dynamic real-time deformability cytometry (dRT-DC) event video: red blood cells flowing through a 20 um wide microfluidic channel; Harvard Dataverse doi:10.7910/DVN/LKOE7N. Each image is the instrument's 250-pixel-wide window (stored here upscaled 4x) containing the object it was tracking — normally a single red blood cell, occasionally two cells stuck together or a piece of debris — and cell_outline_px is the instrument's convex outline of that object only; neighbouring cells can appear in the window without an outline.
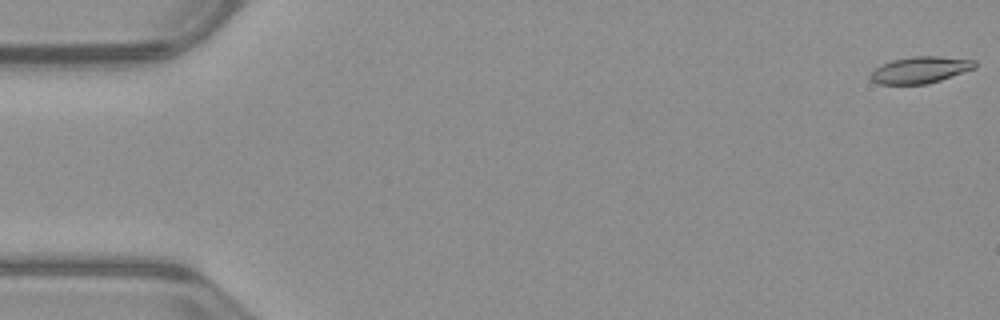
{"species": "common noctule bat (a hibernating species)", "species_latin": "Nyctalus noctula", "temperature_condition": "warm", "stored_images_in_passage": 53, "camera_frame_rate_fps": 3000, "um_per_image_px": 0.085, "animal": {"sex": "male", "body_mass_g": 23.1, "forearm_length_mm": 52.7}, "frame": {"image": 1, "passage_image": 1, "time_ms": 0.0, "image_size_px": [1000, 320], "cell_outline_px": [[976, 68], [928, 84], [876, 84], [868, 76], [876, 68], [892, 60], [912, 56], [940, 56], [976, 60]], "centroid_in_image_um": [78.23, 5.94], "position_along_channel_um": 6.8, "area_um2": 16.18}}
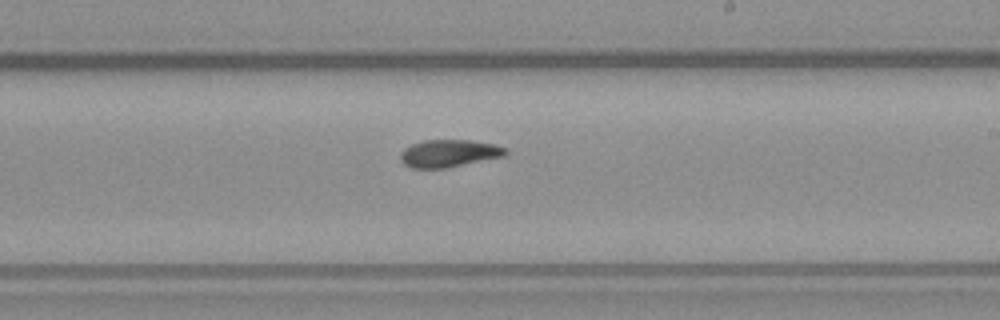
{"frame": {"image": 2, "passage_image": 31, "time_ms": 10.0, "image_size_px": [1000, 320], "cell_outline_px": [[508, 152], [504, 156], [448, 168], [412, 168], [404, 164], [400, 160], [400, 152], [404, 148], [412, 144], [424, 140], [468, 140], [496, 144], [508, 148]], "centroid_in_image_um": [38.17, 13.03], "position_along_channel_um": 250.8, "area_um2": 16.99}}
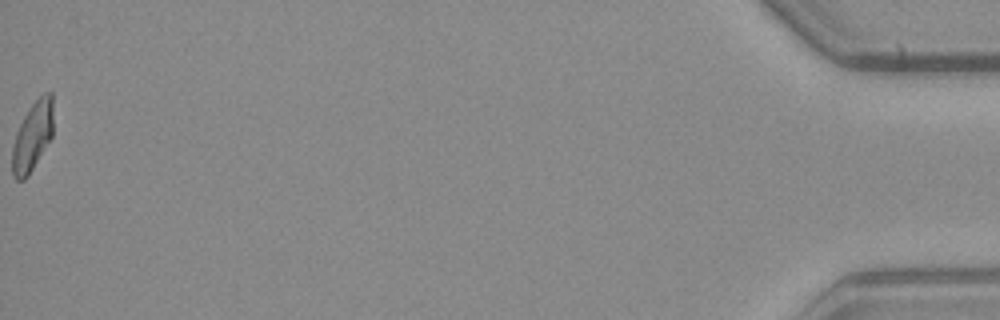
{"frame": {"image": 3, "passage_image": 53, "time_ms": 17.333, "image_size_px": [1000, 320], "cell_outline_px": [[52, 136], [28, 176], [24, 180], [16, 180], [12, 176], [12, 144], [16, 132], [28, 108], [44, 92], [52, 92]], "centroid_in_image_um": [2.74, 11.6], "position_along_channel_um": 432.5, "area_um2": 16.47}, "authors_computed_cell_mechanics": {"area_um2": 16.8198, "velocity_mm_per_s": 3.9693, "shape_relaxation_time_tau1_ms": 9.0495, "shape_relaxation_time_tau2_ms": 8.3739, "deformation_change_tau1": 0.2295, "deformation_change_tau2": 0.1554}}